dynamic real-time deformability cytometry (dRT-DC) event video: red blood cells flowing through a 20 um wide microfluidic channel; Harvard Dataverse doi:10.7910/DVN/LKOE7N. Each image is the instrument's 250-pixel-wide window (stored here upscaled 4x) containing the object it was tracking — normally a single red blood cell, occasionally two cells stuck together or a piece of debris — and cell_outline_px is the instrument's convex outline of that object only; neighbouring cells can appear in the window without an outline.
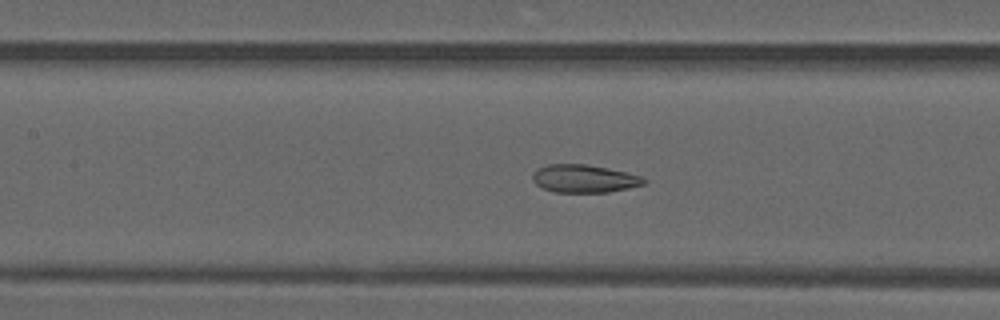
{"species": "common noctule bat (a hibernating species)", "species_latin": "Nyctalus noctula", "temperature_condition": "warm", "stored_images_in_passage": 50, "camera_frame_rate_fps": 3000, "um_per_image_px": 0.085, "animal": {"sex": "male", "forearm_length_mm": 52.5}, "frame": {"image": 1, "passage_image": 23, "time_ms": 7.333, "image_size_px": [1000, 320], "cell_outline_px": [[648, 180], [644, 184], [628, 188], [608, 192], [556, 192], [544, 188], [536, 184], [532, 180], [532, 176], [540, 168], [548, 164], [584, 164], [624, 172], [640, 176]], "centroid_in_image_um": [49.66, 15.19], "position_along_channel_um": 157.7, "area_um2": 17.69}}
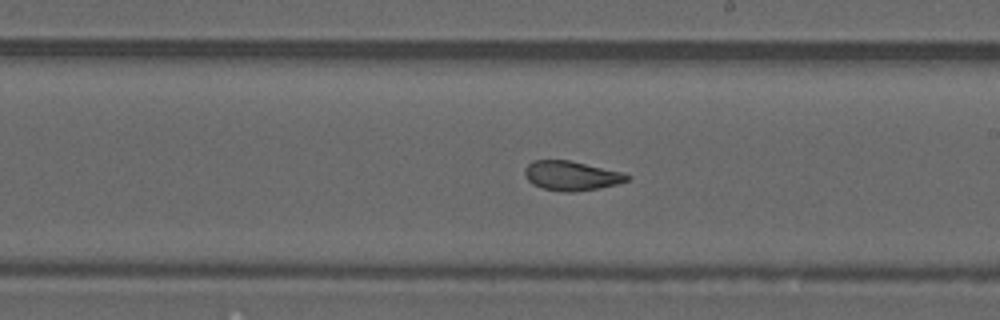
{"frame": {"image": 2, "passage_image": 29, "time_ms": 9.333, "image_size_px": [1000, 320], "cell_outline_px": [[632, 176], [628, 180], [616, 184], [600, 188], [572, 192], [564, 192], [544, 188], [532, 184], [524, 176], [524, 168], [532, 160], [568, 160], [624, 172]], "centroid_in_image_um": [48.57, 14.93], "position_along_channel_um": 240.4, "area_um2": 17.63}}
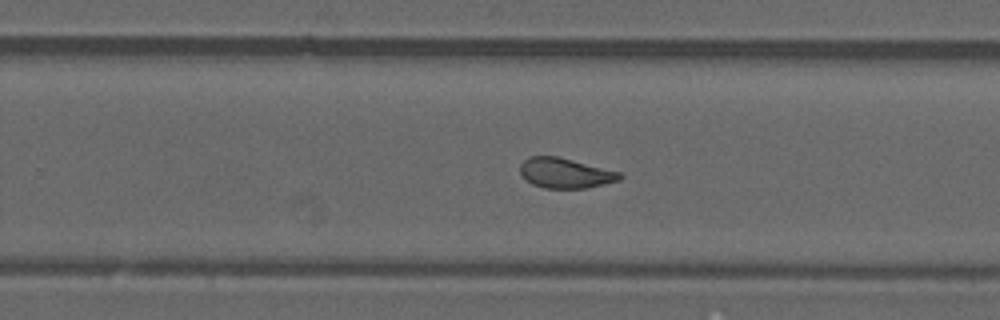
{"frame": {"image": 3, "passage_image": 32, "time_ms": 10.333, "image_size_px": [1000, 320], "cell_outline_px": [[624, 176], [620, 180], [588, 188], [544, 188], [532, 184], [520, 172], [520, 164], [528, 156], [556, 156], [620, 172]], "centroid_in_image_um": [48.06, 14.71], "position_along_channel_um": 281.7, "area_um2": 17.34}, "authors_computed_cell_mechanics": {"area_um2": 19.1318, "velocity_mm_per_s": 4.1608, "shape_relaxation_time_tau1_ms": null, "shape_relaxation_time_tau2_ms": 1.3379, "deformation_change_tau1": null, "deformation_change_tau2": 0.0689}}